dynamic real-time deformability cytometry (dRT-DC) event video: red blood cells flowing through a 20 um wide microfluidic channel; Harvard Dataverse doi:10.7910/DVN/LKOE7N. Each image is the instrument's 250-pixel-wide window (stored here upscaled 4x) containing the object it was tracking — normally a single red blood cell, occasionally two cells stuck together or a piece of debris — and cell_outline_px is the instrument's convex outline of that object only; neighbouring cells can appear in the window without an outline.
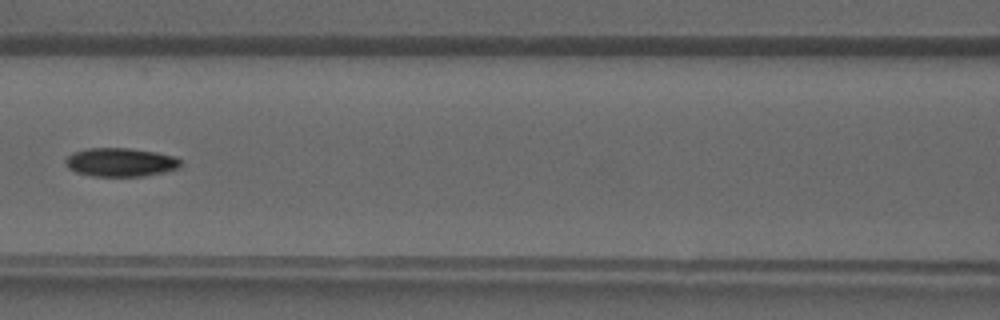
{"species": "common noctule bat (a hibernating species)", "species_latin": "Nyctalus noctula", "temperature_condition": "warm", "stored_images_in_passage": 41, "camera_frame_rate_fps": 3000, "um_per_image_px": 0.085, "animal": {"sex": "male", "forearm_length_mm": 52.5}, "frame": {"image": 1, "passage_image": 19, "time_ms": 6.0, "image_size_px": [1000, 320], "cell_outline_px": [[180, 168], [164, 172], [144, 176], [92, 176], [76, 172], [68, 168], [64, 160], [72, 152], [88, 148], [128, 148], [156, 152], [176, 156], [180, 160]], "centroid_in_image_um": [10.24, 13.79], "position_along_channel_um": 156.4, "area_um2": 19.31}}
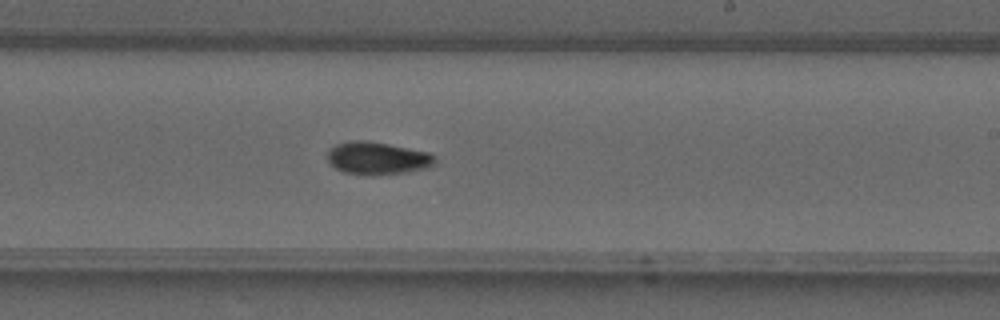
{"frame": {"image": 2, "passage_image": 25, "time_ms": 8.0, "image_size_px": [1000, 320], "cell_outline_px": [[436, 164], [428, 168], [408, 172], [344, 172], [336, 168], [328, 160], [328, 148], [336, 144], [356, 140], [364, 140], [388, 144], [428, 152], [436, 156]], "centroid_in_image_um": [32.13, 13.4], "position_along_channel_um": 256.9, "area_um2": 19.65}}
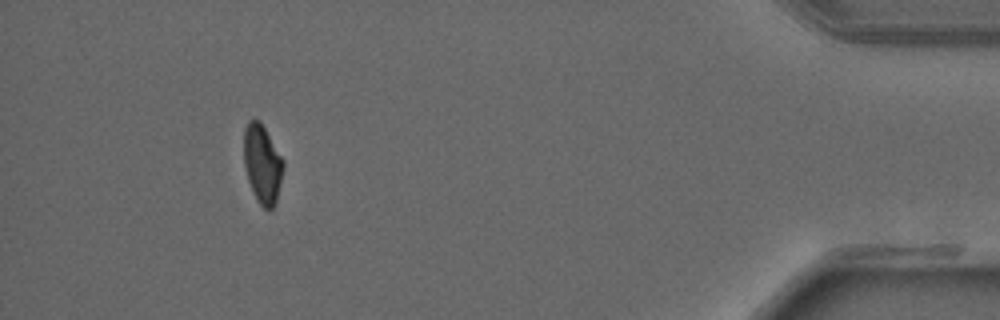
{"frame": {"image": 3, "passage_image": 38, "time_ms": 12.333, "image_size_px": [1000, 320], "cell_outline_px": [[284, 164], [276, 204], [268, 212], [256, 200], [252, 192], [248, 180], [244, 164], [244, 128], [248, 120], [260, 120], [284, 160]], "centroid_in_image_um": [22.3, 13.95], "position_along_channel_um": 412.9, "area_um2": 18.26}}